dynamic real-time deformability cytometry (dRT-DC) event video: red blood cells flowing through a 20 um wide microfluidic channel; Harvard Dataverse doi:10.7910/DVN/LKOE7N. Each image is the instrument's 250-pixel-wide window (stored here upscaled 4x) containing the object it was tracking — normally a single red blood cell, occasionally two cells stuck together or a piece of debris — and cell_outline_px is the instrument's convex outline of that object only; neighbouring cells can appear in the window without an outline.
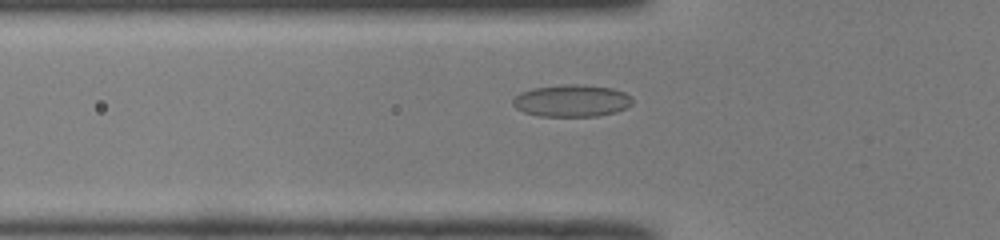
{"species": "common noctule bat (a hibernating species)", "species_latin": "Nyctalus noctula", "temperature_condition": "room temperature", "stored_images_in_passage": 45, "camera_frame_rate_fps": 3000, "um_per_image_px": 0.085, "animal": {"sex": "male", "body_mass_g": 19.0, "forearm_length_mm": 50.8}, "frame": {"image": 1, "passage_image": 12, "time_ms": 3.667, "image_size_px": [1000, 240], "cell_outline_px": [[632, 104], [628, 108], [616, 112], [600, 116], [540, 116], [524, 112], [516, 108], [512, 104], [512, 100], [520, 92], [532, 88], [564, 84], [576, 84], [612, 88], [624, 92], [632, 96]], "centroid_in_image_um": [48.61, 8.56], "position_along_channel_um": 77.2, "area_um2": 22.54}}
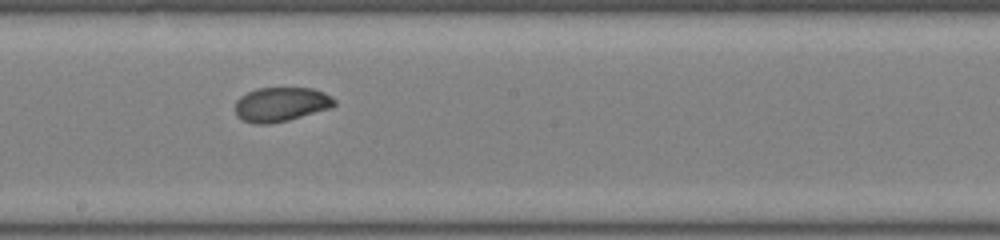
{"frame": {"image": 2, "passage_image": 23, "time_ms": 7.333, "image_size_px": [1000, 240], "cell_outline_px": [[336, 104], [332, 108], [288, 120], [268, 124], [252, 124], [236, 116], [236, 100], [240, 96], [256, 88], [312, 88], [324, 92], [332, 96], [336, 100]], "centroid_in_image_um": [23.91, 8.87], "position_along_channel_um": 224.3, "area_um2": 20.0}}
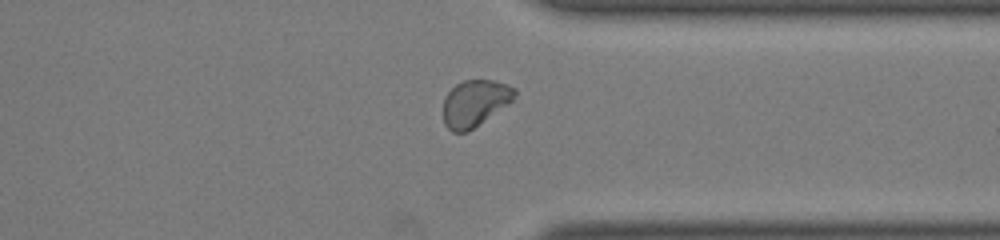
{"frame": {"image": 3, "passage_image": 34, "time_ms": 11.0, "image_size_px": [1000, 240], "cell_outline_px": [[516, 96], [508, 104], [472, 128], [464, 132], [452, 132], [444, 124], [444, 96], [456, 84], [464, 80], [492, 80], [508, 84], [516, 88]], "centroid_in_image_um": [40.37, 8.74], "position_along_channel_um": 371.0, "area_um2": 19.13}, "authors_computed_cell_mechanics": {"area_um2": 20.1144, "velocity_mm_per_s": 4.0184, "shape_relaxation_time_tau1_ms": 9.0068, "shape_relaxation_time_tau2_ms": 1.0242, "deformation_change_tau1": 0.2115, "deformation_change_tau2": 0.0379}}